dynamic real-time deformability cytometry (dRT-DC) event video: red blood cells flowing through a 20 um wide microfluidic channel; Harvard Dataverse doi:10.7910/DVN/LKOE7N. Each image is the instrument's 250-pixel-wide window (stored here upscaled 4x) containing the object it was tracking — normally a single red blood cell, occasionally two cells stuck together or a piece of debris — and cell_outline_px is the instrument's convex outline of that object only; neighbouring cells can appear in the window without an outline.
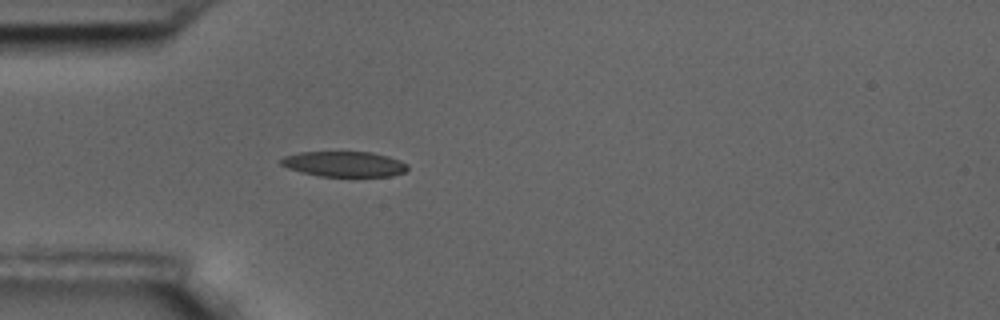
{"species": "common noctule bat (a hibernating species)", "species_latin": "Nyctalus noctula", "temperature_condition": "room temperature", "stored_images_in_passage": 42, "camera_frame_rate_fps": 3000, "um_per_image_px": 0.085, "animal": {"sex": "male", "body_mass_g": 17.5, "forearm_length_mm": 52.3}, "frame": {"image": 1, "passage_image": 1, "time_ms": 0.0, "image_size_px": [1000, 320], "cell_outline_px": [[408, 168], [404, 172], [392, 176], [320, 176], [288, 168], [280, 164], [280, 160], [284, 156], [300, 152], [372, 152], [388, 156], [400, 160], [408, 164]], "centroid_in_image_um": [29.28, 13.94], "position_along_channel_um": 55.7, "area_um2": 18.61}}
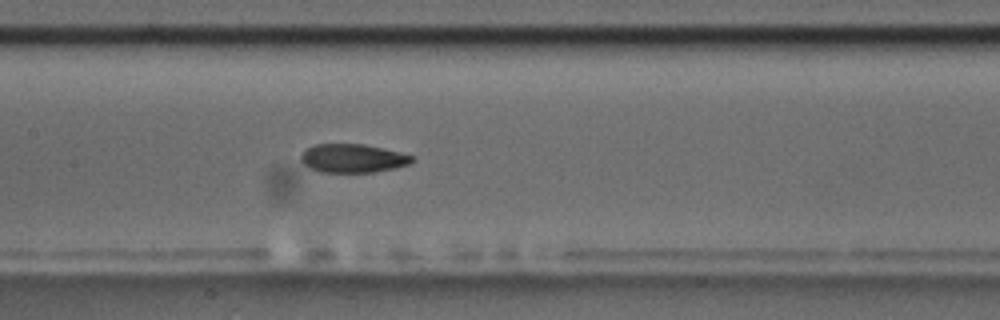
{"frame": {"image": 2, "passage_image": 12, "time_ms": 3.667, "image_size_px": [1000, 320], "cell_outline_px": [[416, 160], [408, 164], [396, 168], [372, 172], [320, 172], [308, 168], [300, 160], [300, 156], [308, 148], [316, 144], [364, 144], [384, 148], [416, 156]], "centroid_in_image_um": [30.02, 13.46], "position_along_channel_um": 177.4, "area_um2": 18.67}}
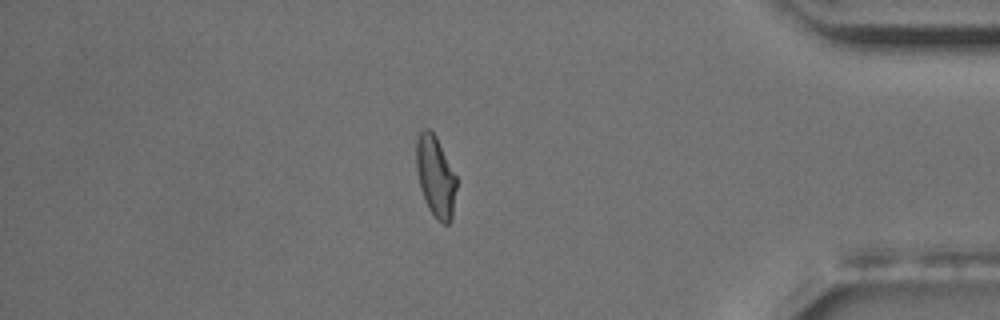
{"frame": {"image": 3, "passage_image": 34, "time_ms": 11.0, "image_size_px": [1000, 320], "cell_outline_px": [[456, 188], [452, 220], [448, 224], [444, 224], [436, 220], [428, 208], [424, 200], [420, 188], [416, 168], [416, 140], [420, 128], [428, 128], [436, 136], [456, 176]], "centroid_in_image_um": [37.0, 15.0], "position_along_channel_um": 398.2, "area_um2": 19.19}, "authors_computed_cell_mechanics": {"area_um2": 19.1318, "velocity_mm_per_s": 3.4715, "shape_relaxation_time_tau1_ms": null, "shape_relaxation_time_tau2_ms": 2.0609, "deformation_change_tau1": null, "deformation_change_tau2": 0.0879}}